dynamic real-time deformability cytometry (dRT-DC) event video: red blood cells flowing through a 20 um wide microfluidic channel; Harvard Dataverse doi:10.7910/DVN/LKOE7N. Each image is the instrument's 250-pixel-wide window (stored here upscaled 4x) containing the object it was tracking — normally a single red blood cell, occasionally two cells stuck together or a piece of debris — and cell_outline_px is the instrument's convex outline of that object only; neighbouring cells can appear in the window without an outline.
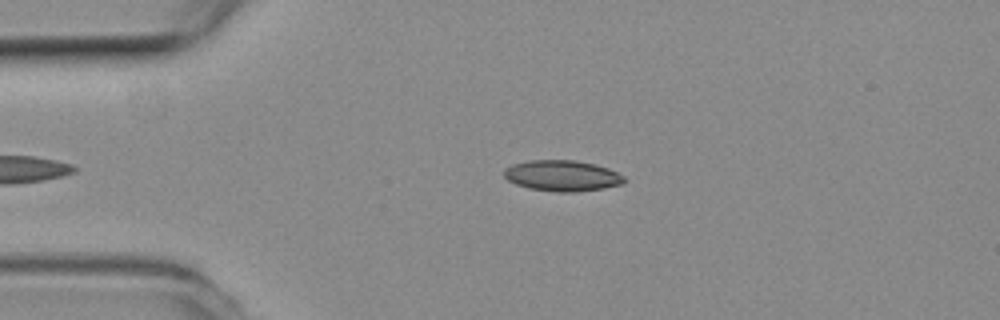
{"species": "common noctule bat (a hibernating species)", "species_latin": "Nyctalus noctula", "temperature_condition": "room temperature", "stored_images_in_passage": 39, "camera_frame_rate_fps": 3000, "um_per_image_px": 0.085, "animal": {"sex": "female", "body_mass_g": 19.3, "forearm_length_mm": 54.1}, "frame": {"image": 1, "passage_image": 2, "time_ms": 0.333, "image_size_px": [1000, 320], "cell_outline_px": [[624, 184], [604, 188], [572, 192], [556, 192], [528, 188], [516, 184], [508, 180], [504, 176], [504, 168], [512, 164], [528, 160], [576, 160], [596, 164], [608, 168], [624, 176]], "centroid_in_image_um": [47.78, 14.93], "position_along_channel_um": 37.2, "area_um2": 21.73}}
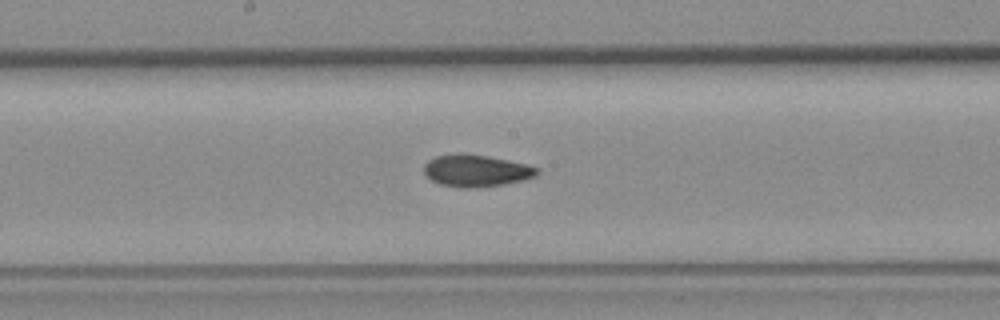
{"frame": {"image": 2, "passage_image": 18, "time_ms": 5.667, "image_size_px": [1000, 320], "cell_outline_px": [[540, 172], [536, 176], [524, 180], [504, 184], [472, 188], [464, 188], [440, 184], [432, 180], [424, 172], [424, 164], [428, 160], [436, 156], [460, 152], [488, 156], [528, 164], [540, 168]], "centroid_in_image_um": [40.51, 14.49], "position_along_channel_um": 207.7, "area_um2": 21.27}}
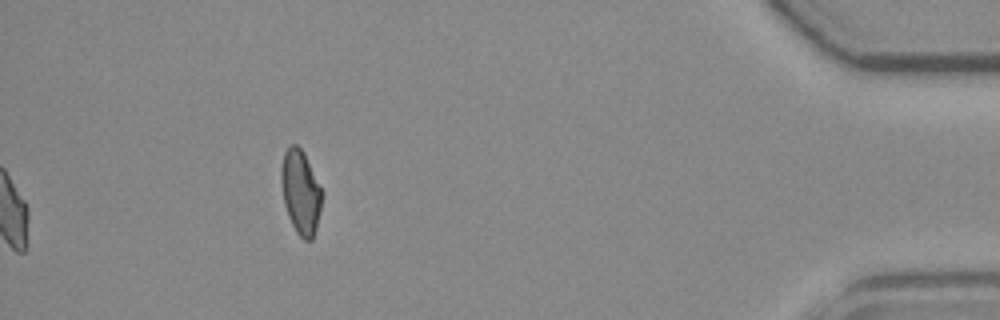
{"frame": {"image": 3, "passage_image": 39, "time_ms": 12.667, "image_size_px": [1000, 320], "cell_outline_px": [[324, 192], [316, 228], [312, 240], [304, 240], [296, 232], [288, 216], [284, 204], [280, 180], [280, 168], [284, 152], [292, 144], [296, 144], [304, 152]], "centroid_in_image_um": [25.56, 16.31], "position_along_channel_um": 409.6, "area_um2": 20.23}, "authors_computed_cell_mechanics": {"area_um2": 20.4034, "velocity_mm_per_s": 3.7785, "shape_relaxation_time_tau1_ms": 11.26, "shape_relaxation_time_tau2_ms": 3.2798, "deformation_change_tau1": 0.2318, "deformation_change_tau2": 0.0731}}